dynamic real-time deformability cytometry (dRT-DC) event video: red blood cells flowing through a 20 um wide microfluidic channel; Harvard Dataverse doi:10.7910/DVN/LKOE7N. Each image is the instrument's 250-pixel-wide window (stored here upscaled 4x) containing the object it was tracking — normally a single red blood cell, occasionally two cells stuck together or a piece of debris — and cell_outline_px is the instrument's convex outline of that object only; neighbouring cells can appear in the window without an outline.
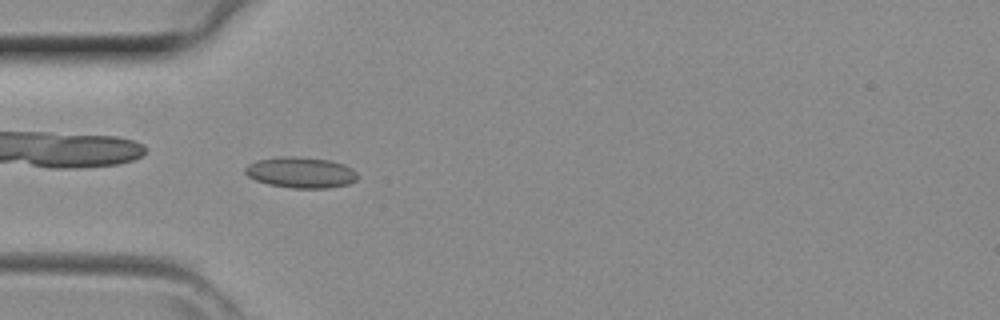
{"species": "common noctule bat (a hibernating species)", "species_latin": "Nyctalus noctula", "temperature_condition": "room temperature", "stored_images_in_passage": 30, "camera_frame_rate_fps": 3000, "um_per_image_px": 0.085, "animal": {"sex": "female", "body_mass_g": 29.2, "forearm_length_mm": 56.3}, "frame": {"image": 1, "passage_image": 1, "time_ms": 0.0, "image_size_px": [1000, 320], "cell_outline_px": [[356, 180], [348, 184], [328, 188], [292, 188], [268, 184], [256, 180], [248, 176], [244, 172], [244, 168], [248, 164], [256, 160], [280, 156], [296, 156], [332, 160], [344, 164], [352, 168], [356, 172]], "centroid_in_image_um": [25.55, 14.65], "position_along_channel_um": 59.4, "area_um2": 20.4}}
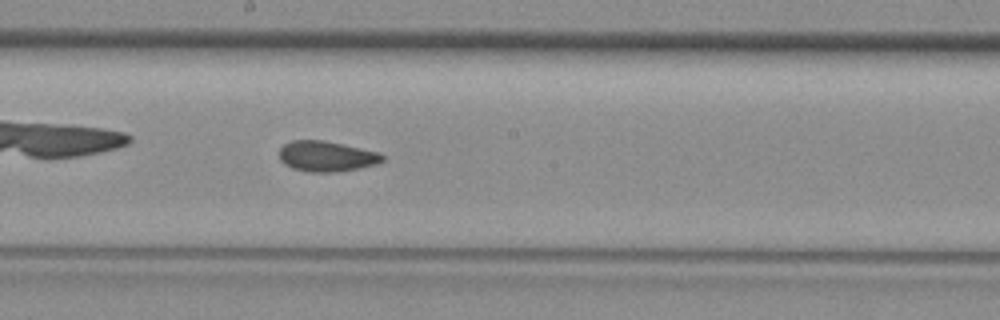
{"frame": {"image": 2, "passage_image": 11, "time_ms": 3.333, "image_size_px": [1000, 320], "cell_outline_px": [[384, 160], [376, 164], [336, 172], [308, 172], [292, 168], [284, 164], [280, 160], [280, 148], [284, 144], [292, 140], [324, 140], [380, 152], [384, 156]], "centroid_in_image_um": [27.74, 13.28], "position_along_channel_um": 220.5, "area_um2": 18.32}}
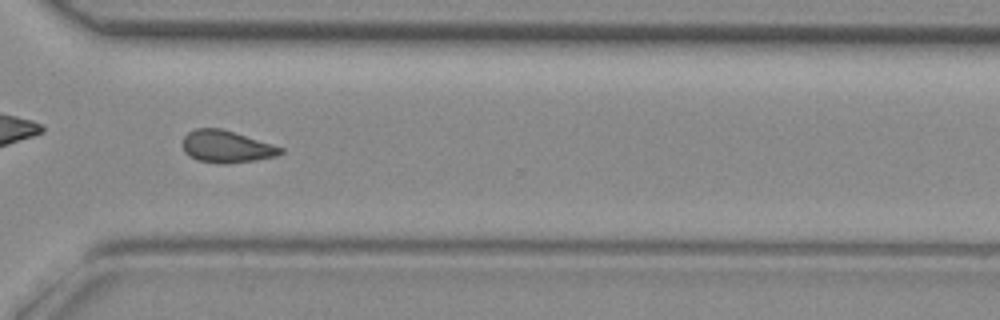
{"frame": {"image": 3, "passage_image": 19, "time_ms": 6.0, "image_size_px": [1000, 320], "cell_outline_px": [[284, 152], [276, 156], [256, 160], [228, 164], [220, 164], [196, 160], [188, 156], [184, 152], [184, 136], [188, 132], [196, 128], [220, 128], [284, 148]], "centroid_in_image_um": [19.24, 12.48], "position_along_channel_um": 351.4, "area_um2": 18.26}}